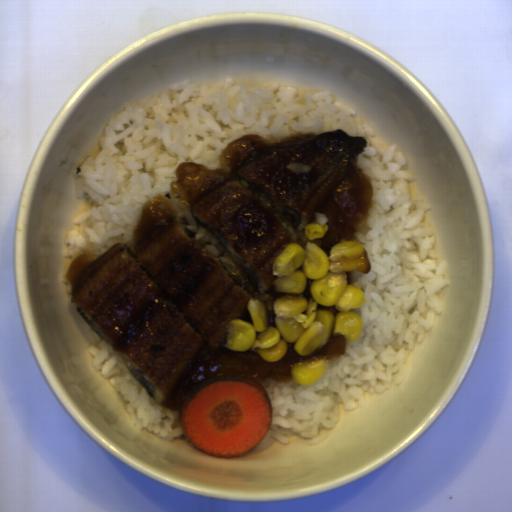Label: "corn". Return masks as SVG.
Instances as JSON below:
<instances>
[{
  "label": "corn",
  "mask_w": 512,
  "mask_h": 512,
  "mask_svg": "<svg viewBox=\"0 0 512 512\" xmlns=\"http://www.w3.org/2000/svg\"><path fill=\"white\" fill-rule=\"evenodd\" d=\"M327 229L328 222L309 224L305 247L294 242L279 253L273 287L283 295L272 303L275 326H269L263 302L249 299L251 323L230 321L228 352L251 349L267 363H276L286 355L288 343H295L297 356L304 357L326 346L331 334L344 336L346 345L360 340L363 320L351 310L369 299L364 301L365 293L349 282L348 274H369V255L355 238L332 245L327 254L315 240L326 237Z\"/></svg>",
  "instance_id": "1"
},
{
  "label": "corn",
  "mask_w": 512,
  "mask_h": 512,
  "mask_svg": "<svg viewBox=\"0 0 512 512\" xmlns=\"http://www.w3.org/2000/svg\"><path fill=\"white\" fill-rule=\"evenodd\" d=\"M327 366L328 360L324 356L294 362L290 368L292 382L303 387L312 385L326 372Z\"/></svg>",
  "instance_id": "2"
}]
</instances>
